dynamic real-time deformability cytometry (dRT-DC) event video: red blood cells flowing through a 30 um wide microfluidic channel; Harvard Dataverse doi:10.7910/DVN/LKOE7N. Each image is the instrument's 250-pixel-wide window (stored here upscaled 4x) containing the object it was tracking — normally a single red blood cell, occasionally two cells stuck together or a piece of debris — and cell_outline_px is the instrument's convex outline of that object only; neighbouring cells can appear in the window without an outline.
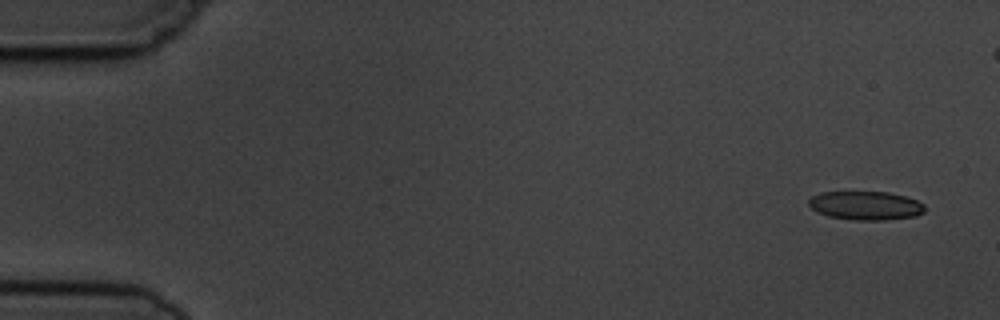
{"species": "common noctule bat (a hibernating species)", "species_latin": "Nyctalus noctula", "temperature_condition": "cold", "stored_images_in_passage": 3, "camera_frame_rate_fps": 3000, "um_per_image_px": 0.085, "animal": {"sex": "male", "body_mass_g": 19.5, "forearm_length_mm": 54.6}, "frame": {"image": 1, "passage_image": 1, "time_ms": 0.0, "image_size_px": [1000, 320], "cell_outline_px": [[924, 212], [916, 216], [884, 220], [852, 220], [828, 216], [816, 212], [808, 204], [808, 200], [812, 196], [820, 192], [888, 192], [904, 196], [916, 200], [924, 204]], "centroid_in_image_um": [73.56, 17.48], "position_along_channel_um": 11.4, "area_um2": 19.48}}